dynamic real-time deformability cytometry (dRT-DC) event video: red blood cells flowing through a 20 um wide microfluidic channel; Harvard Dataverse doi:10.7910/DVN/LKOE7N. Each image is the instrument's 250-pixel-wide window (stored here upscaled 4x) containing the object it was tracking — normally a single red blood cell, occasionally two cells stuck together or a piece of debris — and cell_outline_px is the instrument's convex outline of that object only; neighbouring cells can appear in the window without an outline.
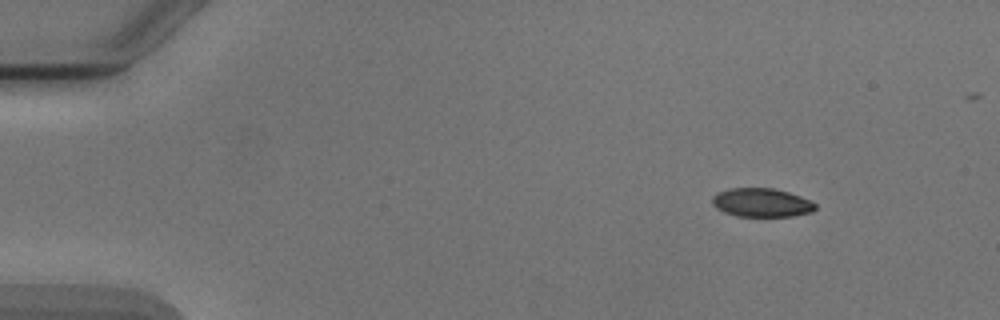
{"species": "Egyptian fruit bat (a non-hibernating species)", "species_latin": "Rousettus aegyptiacus", "temperature_condition": "cold", "stored_images_in_passage": 4, "camera_frame_rate_fps": 3000, "um_per_image_px": 0.085, "animal": {"sex": "male"}, "frame": {"image": 1, "passage_image": 1, "time_ms": 0.0, "image_size_px": [1000, 320], "cell_outline_px": [[816, 208], [812, 212], [792, 216], [736, 216], [724, 212], [716, 208], [712, 204], [712, 196], [716, 192], [728, 188], [772, 188], [788, 192], [800, 196], [816, 204]], "centroid_in_image_um": [64.69, 17.22], "position_along_channel_um": 20.3, "area_um2": 17.28}}
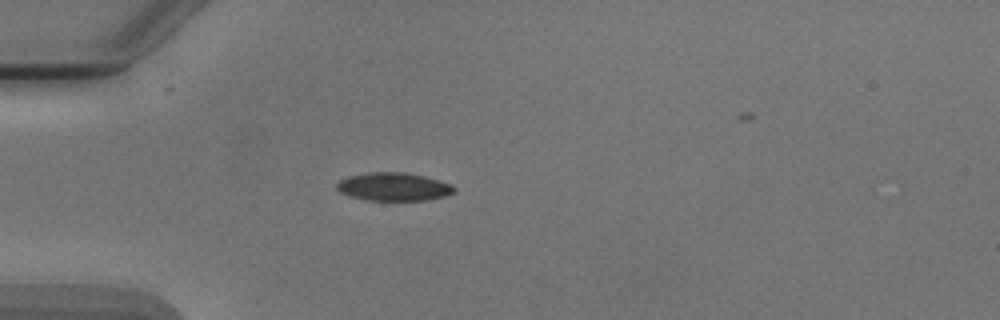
{"frame": {"image": 2, "passage_image": 3, "time_ms": 3.0, "image_size_px": [1000, 320], "cell_outline_px": [[456, 192], [444, 196], [424, 200], [368, 200], [352, 196], [340, 192], [336, 188], [336, 184], [340, 180], [348, 176], [368, 172], [408, 172], [424, 176], [452, 184], [456, 188]], "centroid_in_image_um": [33.48, 15.86], "position_along_channel_um": 51.5, "area_um2": 19.25}}